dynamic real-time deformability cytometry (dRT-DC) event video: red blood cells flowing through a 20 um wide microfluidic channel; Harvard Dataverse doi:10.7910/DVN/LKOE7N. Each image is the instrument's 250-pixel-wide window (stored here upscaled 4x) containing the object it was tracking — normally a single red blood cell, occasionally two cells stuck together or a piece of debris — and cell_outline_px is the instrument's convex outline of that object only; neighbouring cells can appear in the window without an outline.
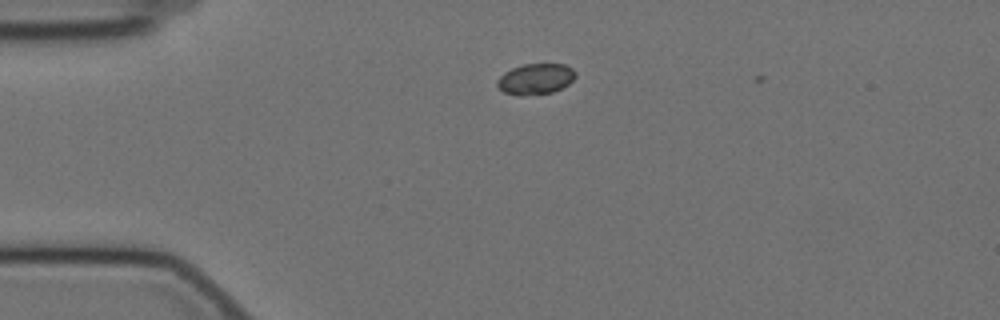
{"species": "Egyptian fruit bat (a non-hibernating species)", "species_latin": "Rousettus aegyptiacus", "temperature_condition": "cold", "stored_images_in_passage": 2, "camera_frame_rate_fps": 3000, "um_per_image_px": 0.085, "animal": {"sex": "female"}, "frame": {"image": 1, "passage_image": 1, "time_ms": 0.0, "image_size_px": [1000, 320], "cell_outline_px": [[576, 76], [568, 84], [552, 92], [520, 96], [504, 92], [496, 84], [496, 80], [504, 72], [512, 68], [524, 64], [564, 64], [572, 68], [576, 72]], "centroid_in_image_um": [45.51, 6.7], "position_along_channel_um": 39.5, "area_um2": 13.99}}